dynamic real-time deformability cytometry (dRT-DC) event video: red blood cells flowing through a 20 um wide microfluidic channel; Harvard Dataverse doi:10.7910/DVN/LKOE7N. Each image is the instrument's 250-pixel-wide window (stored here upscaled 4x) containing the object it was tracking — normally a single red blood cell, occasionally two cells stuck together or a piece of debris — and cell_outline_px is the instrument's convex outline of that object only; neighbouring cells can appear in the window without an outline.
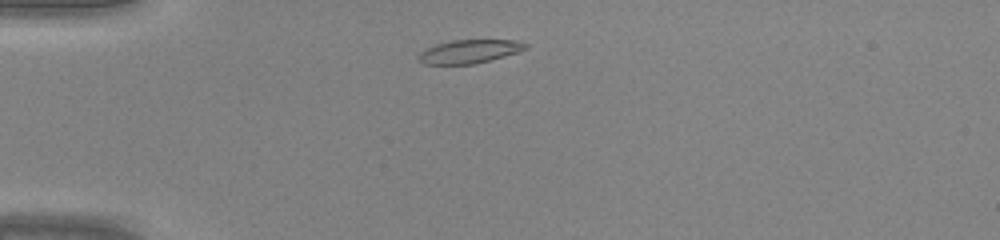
{"species": "common noctule bat (a hibernating species)", "species_latin": "Nyctalus noctula", "temperature_condition": "warm", "stored_images_in_passage": 37, "camera_frame_rate_fps": 3000, "um_per_image_px": 0.085, "animal": {"sex": "male", "body_mass_g": 20.0, "forearm_length_mm": 53.3}, "frame": {"image": 1, "passage_image": 3, "time_ms": 0.667, "image_size_px": [1000, 240], "cell_outline_px": [[528, 48], [504, 56], [472, 64], [424, 64], [416, 60], [420, 52], [436, 44], [452, 40], [516, 40], [528, 44]], "centroid_in_image_um": [39.87, 4.37], "position_along_channel_um": 45.1, "area_um2": 14.51}}
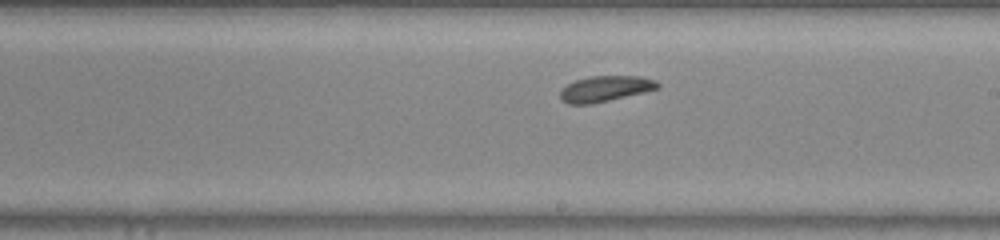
{"frame": {"image": 2, "passage_image": 18, "time_ms": 5.667, "image_size_px": [1000, 240], "cell_outline_px": [[660, 88], [644, 92], [592, 104], [568, 104], [560, 100], [560, 92], [568, 84], [576, 80], [592, 76], [640, 76], [656, 80], [660, 84]], "centroid_in_image_um": [51.46, 7.54], "position_along_channel_um": 237.5, "area_um2": 14.57}}
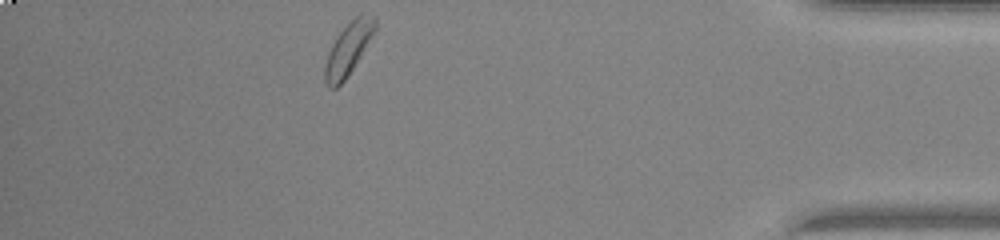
{"frame": {"image": 3, "passage_image": 32, "time_ms": 10.333, "image_size_px": [1000, 240], "cell_outline_px": [[376, 28], [360, 56], [348, 76], [336, 88], [328, 88], [324, 80], [324, 68], [328, 52], [336, 36], [360, 12], [372, 12], [376, 16]], "centroid_in_image_um": [29.61, 4.12], "position_along_channel_um": 405.6, "area_um2": 15.32}}